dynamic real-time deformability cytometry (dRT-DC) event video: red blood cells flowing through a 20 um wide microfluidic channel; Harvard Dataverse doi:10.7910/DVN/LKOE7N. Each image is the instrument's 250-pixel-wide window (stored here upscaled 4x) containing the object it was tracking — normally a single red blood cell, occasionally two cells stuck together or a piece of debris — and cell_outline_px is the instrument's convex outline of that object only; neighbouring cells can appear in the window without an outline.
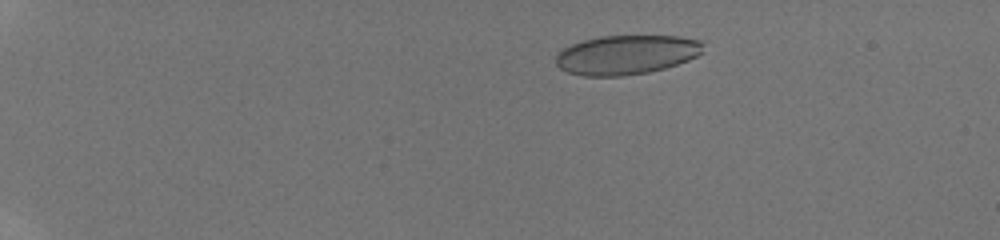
{"species": "human", "species_latin": "Homo sapiens", "temperature_condition": "room temperature", "stored_images_in_passage": 52, "camera_frame_rate_fps": 3000, "um_per_image_px": 0.085, "donor": {"sex": "male"}, "frame": {"image": 1, "passage_image": 11, "time_ms": 3.333, "image_size_px": [1000, 240], "cell_outline_px": [[704, 52], [688, 60], [664, 68], [648, 72], [624, 76], [584, 76], [568, 72], [560, 68], [556, 64], [556, 56], [564, 48], [572, 44], [584, 40], [600, 36], [680, 36], [700, 40], [704, 44]], "centroid_in_image_um": [53.27, 4.65], "position_along_channel_um": 31.7, "area_um2": 33.76}}
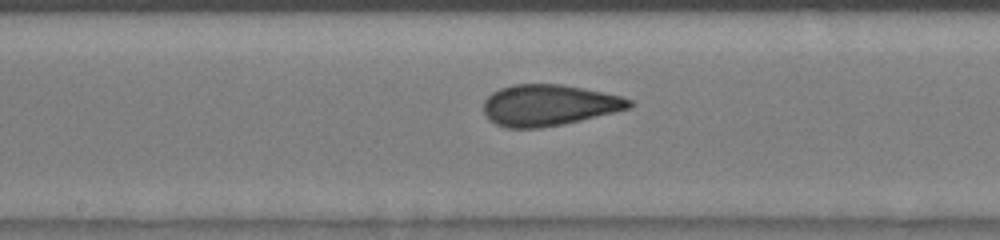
{"frame": {"image": 2, "passage_image": 31, "time_ms": 10.0, "image_size_px": [1000, 240], "cell_outline_px": [[632, 108], [564, 124], [540, 128], [504, 128], [488, 120], [484, 116], [484, 100], [492, 92], [500, 88], [512, 84], [560, 84], [584, 88], [604, 92], [620, 96], [632, 100]], "centroid_in_image_um": [46.63, 8.94], "position_along_channel_um": 201.6, "area_um2": 35.26}}
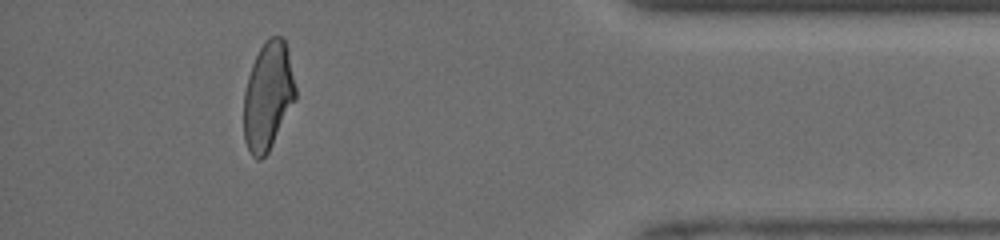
{"frame": {"image": 3, "passage_image": 48, "time_ms": 15.667, "image_size_px": [1000, 240], "cell_outline_px": [[296, 100], [268, 152], [260, 160], [256, 160], [252, 156], [244, 140], [244, 92], [248, 76], [252, 64], [264, 40], [272, 36], [284, 36], [288, 52], [296, 88]], "centroid_in_image_um": [22.78, 8.15], "position_along_channel_um": 412.4, "area_um2": 32.66}, "authors_computed_cell_mechanics": {"area_um2": 34.3621, "velocity_mm_per_s": 4.265, "shape_relaxation_time_tau1_ms": 6.4923, "shape_relaxation_time_tau2_ms": 0.837, "deformation_change_tau1": 0.1867, "deformation_change_tau2": 0.0532}}